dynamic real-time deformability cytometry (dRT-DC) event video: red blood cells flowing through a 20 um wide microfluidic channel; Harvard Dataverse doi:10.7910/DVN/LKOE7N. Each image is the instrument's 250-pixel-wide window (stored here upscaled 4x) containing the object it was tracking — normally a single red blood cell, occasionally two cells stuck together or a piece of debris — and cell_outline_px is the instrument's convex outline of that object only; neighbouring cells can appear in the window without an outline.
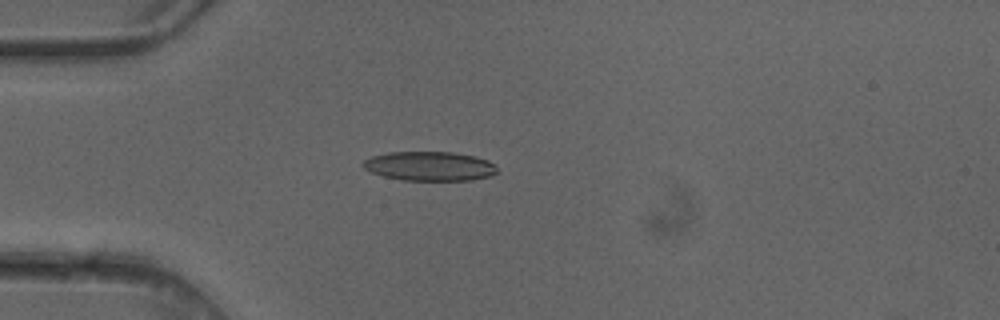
{"species": "common noctule bat (a hibernating species)", "species_latin": "Nyctalus noctula", "temperature_condition": "cold", "stored_images_in_passage": 5, "camera_frame_rate_fps": 3000, "um_per_image_px": 0.085, "animal": {"sex": "female"}, "frame": {"image": 1, "passage_image": 4, "time_ms": 1.0, "image_size_px": [1000, 320], "cell_outline_px": [[496, 172], [492, 176], [472, 180], [404, 180], [384, 176], [372, 172], [364, 168], [360, 164], [364, 160], [372, 156], [388, 152], [452, 152], [476, 156], [488, 160], [496, 164]], "centroid_in_image_um": [36.54, 14.12], "position_along_channel_um": 48.5, "area_um2": 22.95}}